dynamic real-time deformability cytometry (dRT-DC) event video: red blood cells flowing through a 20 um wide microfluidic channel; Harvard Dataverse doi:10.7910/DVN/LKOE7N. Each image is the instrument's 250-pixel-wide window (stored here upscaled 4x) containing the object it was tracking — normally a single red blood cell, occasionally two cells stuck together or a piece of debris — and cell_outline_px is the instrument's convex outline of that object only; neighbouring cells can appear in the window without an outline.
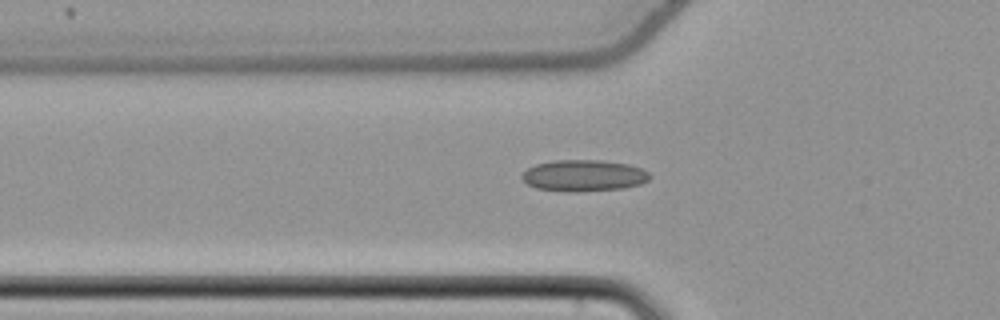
{"species": "common noctule bat (a hibernating species)", "species_latin": "Nyctalus noctula", "temperature_condition": "cold", "stored_images_in_passage": 52, "camera_frame_rate_fps": 3000, "um_per_image_px": 0.085, "animal": {"sex": "female", "body_mass_g": 22.7, "forearm_length_mm": 54.2}, "frame": {"image": 1, "passage_image": 19, "time_ms": 6.0, "image_size_px": [1000, 320], "cell_outline_px": [[652, 176], [648, 180], [640, 184], [624, 188], [576, 192], [568, 192], [536, 188], [528, 184], [520, 176], [528, 168], [536, 164], [552, 160], [600, 160], [628, 164], [640, 168], [648, 172]], "centroid_in_image_um": [49.62, 14.92], "position_along_channel_um": 76.2, "area_um2": 23.47}}
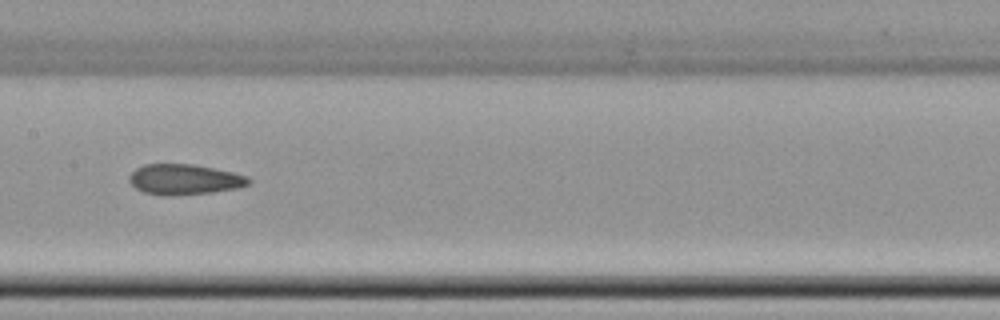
{"frame": {"image": 2, "passage_image": 28, "time_ms": 9.0, "image_size_px": [1000, 320], "cell_outline_px": [[252, 180], [248, 184], [240, 188], [212, 192], [172, 196], [160, 196], [144, 192], [136, 188], [128, 180], [128, 176], [136, 168], [144, 164], [192, 164], [232, 172], [248, 176]], "centroid_in_image_um": [15.67, 15.26], "position_along_channel_um": 191.7, "area_um2": 21.33}}
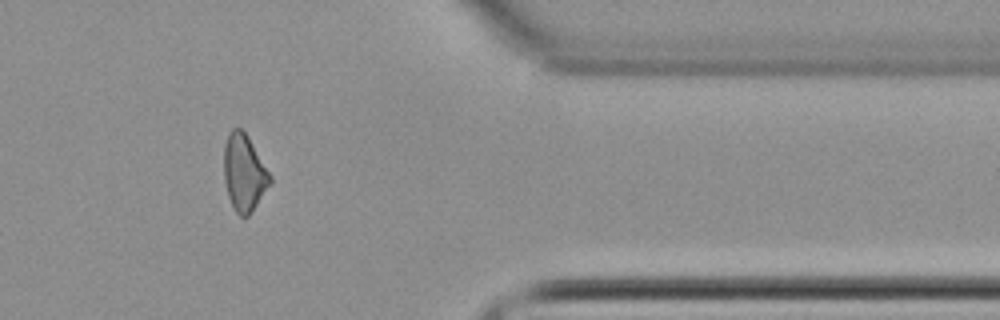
{"frame": {"image": 3, "passage_image": 45, "time_ms": 14.667, "image_size_px": [1000, 320], "cell_outline_px": [[272, 184], [248, 216], [240, 216], [236, 212], [228, 196], [224, 180], [224, 144], [228, 132], [232, 128], [240, 128], [248, 136], [272, 176]], "centroid_in_image_um": [20.76, 14.67], "position_along_channel_um": 390.6, "area_um2": 20.75}}